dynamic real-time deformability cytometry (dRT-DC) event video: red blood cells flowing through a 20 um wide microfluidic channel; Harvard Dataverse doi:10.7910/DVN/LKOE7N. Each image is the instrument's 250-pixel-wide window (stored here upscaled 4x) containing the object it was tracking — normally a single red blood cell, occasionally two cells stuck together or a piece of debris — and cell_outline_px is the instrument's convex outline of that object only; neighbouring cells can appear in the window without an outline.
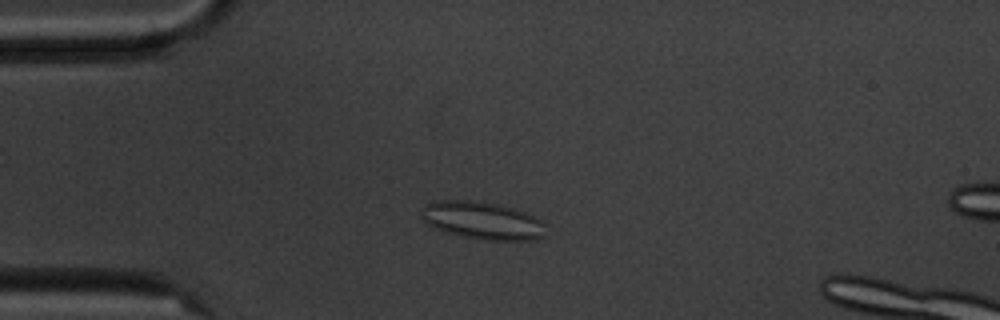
{"species": "common noctule bat (a hibernating species)", "species_latin": "Nyctalus noctula", "temperature_condition": "cold", "stored_images_in_passage": 53, "camera_frame_rate_fps": 3000, "um_per_image_px": 0.085, "animal": {"sex": "male", "body_mass_g": 20.1, "forearm_length_mm": 53.5}, "frame": {"image": 1, "passage_image": 11, "time_ms": 3.333, "image_size_px": [1000, 320], "cell_outline_px": [[548, 224], [544, 236], [536, 240], [488, 240], [464, 236], [448, 232], [436, 228], [428, 224], [420, 216], [420, 212], [424, 204], [432, 200], [472, 200], [500, 204], [524, 212]], "centroid_in_image_um": [41.01, 18.73], "position_along_channel_um": 44.0, "area_um2": 27.46}}
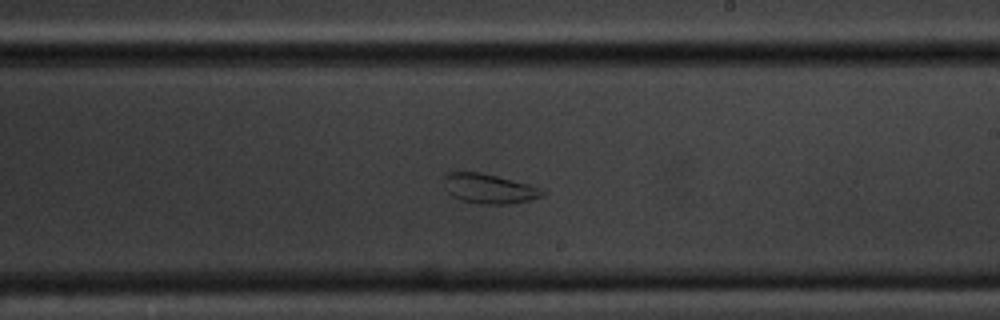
{"frame": {"image": 2, "passage_image": 30, "time_ms": 9.667, "image_size_px": [1000, 320], "cell_outline_px": [[548, 192], [544, 196], [528, 200], [508, 204], [480, 204], [460, 200], [452, 196], [444, 188], [444, 176], [448, 172], [480, 172], [544, 188]], "centroid_in_image_um": [41.59, 16.04], "position_along_channel_um": 247.4, "area_um2": 17.17}}
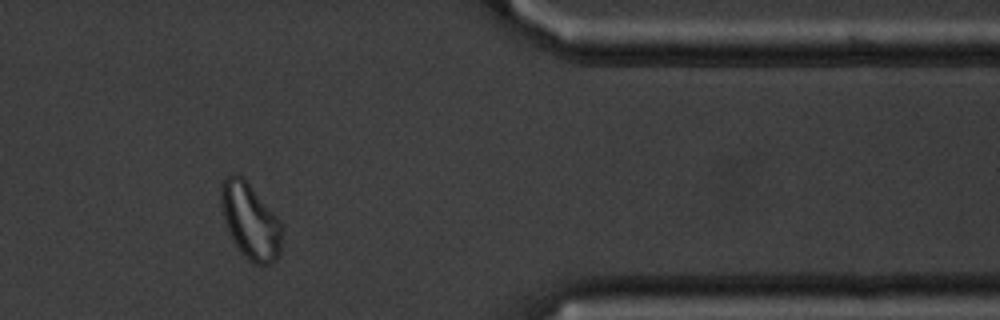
{"frame": {"image": 3, "passage_image": 44, "time_ms": 14.333, "image_size_px": [1000, 320], "cell_outline_px": [[280, 256], [276, 260], [268, 264], [256, 264], [248, 260], [244, 256], [236, 244], [224, 220], [220, 204], [220, 184], [224, 176], [232, 172], [236, 172], [252, 188], [276, 216], [280, 224]], "centroid_in_image_um": [21.23, 18.76], "position_along_channel_um": 390.2, "area_um2": 26.36}}